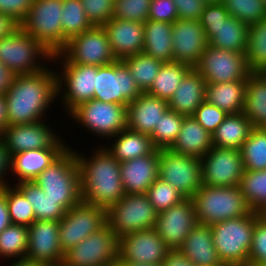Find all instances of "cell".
I'll return each instance as SVG.
<instances>
[{"label": "cell", "mask_w": 266, "mask_h": 266, "mask_svg": "<svg viewBox=\"0 0 266 266\" xmlns=\"http://www.w3.org/2000/svg\"><path fill=\"white\" fill-rule=\"evenodd\" d=\"M239 187L252 211L258 212L266 205V169L244 170Z\"/></svg>", "instance_id": "cell-43"}, {"label": "cell", "mask_w": 266, "mask_h": 266, "mask_svg": "<svg viewBox=\"0 0 266 266\" xmlns=\"http://www.w3.org/2000/svg\"><path fill=\"white\" fill-rule=\"evenodd\" d=\"M25 258L45 266H61L64 259L59 239V221L35 220L28 227Z\"/></svg>", "instance_id": "cell-21"}, {"label": "cell", "mask_w": 266, "mask_h": 266, "mask_svg": "<svg viewBox=\"0 0 266 266\" xmlns=\"http://www.w3.org/2000/svg\"><path fill=\"white\" fill-rule=\"evenodd\" d=\"M177 9L178 19L200 20L206 3L202 0H173Z\"/></svg>", "instance_id": "cell-55"}, {"label": "cell", "mask_w": 266, "mask_h": 266, "mask_svg": "<svg viewBox=\"0 0 266 266\" xmlns=\"http://www.w3.org/2000/svg\"><path fill=\"white\" fill-rule=\"evenodd\" d=\"M249 26L229 16L218 28H203L208 44L223 50L246 52Z\"/></svg>", "instance_id": "cell-31"}, {"label": "cell", "mask_w": 266, "mask_h": 266, "mask_svg": "<svg viewBox=\"0 0 266 266\" xmlns=\"http://www.w3.org/2000/svg\"><path fill=\"white\" fill-rule=\"evenodd\" d=\"M66 149L26 150L12 155L10 176H15L11 185L33 181L51 165Z\"/></svg>", "instance_id": "cell-27"}, {"label": "cell", "mask_w": 266, "mask_h": 266, "mask_svg": "<svg viewBox=\"0 0 266 266\" xmlns=\"http://www.w3.org/2000/svg\"><path fill=\"white\" fill-rule=\"evenodd\" d=\"M229 16L222 2L206 3L199 21L203 28H218Z\"/></svg>", "instance_id": "cell-53"}, {"label": "cell", "mask_w": 266, "mask_h": 266, "mask_svg": "<svg viewBox=\"0 0 266 266\" xmlns=\"http://www.w3.org/2000/svg\"><path fill=\"white\" fill-rule=\"evenodd\" d=\"M27 249L28 226L10 224L0 233V260L4 259V263L25 258Z\"/></svg>", "instance_id": "cell-42"}, {"label": "cell", "mask_w": 266, "mask_h": 266, "mask_svg": "<svg viewBox=\"0 0 266 266\" xmlns=\"http://www.w3.org/2000/svg\"><path fill=\"white\" fill-rule=\"evenodd\" d=\"M17 26L14 20L0 13V38L10 34Z\"/></svg>", "instance_id": "cell-60"}, {"label": "cell", "mask_w": 266, "mask_h": 266, "mask_svg": "<svg viewBox=\"0 0 266 266\" xmlns=\"http://www.w3.org/2000/svg\"><path fill=\"white\" fill-rule=\"evenodd\" d=\"M69 63L107 65L118 61L102 26H93L71 38L59 52Z\"/></svg>", "instance_id": "cell-17"}, {"label": "cell", "mask_w": 266, "mask_h": 266, "mask_svg": "<svg viewBox=\"0 0 266 266\" xmlns=\"http://www.w3.org/2000/svg\"><path fill=\"white\" fill-rule=\"evenodd\" d=\"M146 195L158 213L175 206L186 198L176 188L159 177L148 188Z\"/></svg>", "instance_id": "cell-47"}, {"label": "cell", "mask_w": 266, "mask_h": 266, "mask_svg": "<svg viewBox=\"0 0 266 266\" xmlns=\"http://www.w3.org/2000/svg\"><path fill=\"white\" fill-rule=\"evenodd\" d=\"M122 62L128 67L141 92H147L150 89L163 64L162 61L143 52L127 56L122 59Z\"/></svg>", "instance_id": "cell-39"}, {"label": "cell", "mask_w": 266, "mask_h": 266, "mask_svg": "<svg viewBox=\"0 0 266 266\" xmlns=\"http://www.w3.org/2000/svg\"><path fill=\"white\" fill-rule=\"evenodd\" d=\"M245 57L250 72L266 73V18L249 26Z\"/></svg>", "instance_id": "cell-38"}, {"label": "cell", "mask_w": 266, "mask_h": 266, "mask_svg": "<svg viewBox=\"0 0 266 266\" xmlns=\"http://www.w3.org/2000/svg\"><path fill=\"white\" fill-rule=\"evenodd\" d=\"M88 20L94 26H102L112 19L114 0H80Z\"/></svg>", "instance_id": "cell-50"}, {"label": "cell", "mask_w": 266, "mask_h": 266, "mask_svg": "<svg viewBox=\"0 0 266 266\" xmlns=\"http://www.w3.org/2000/svg\"><path fill=\"white\" fill-rule=\"evenodd\" d=\"M206 84L204 78L192 68L169 99L168 108L184 116H193L206 100Z\"/></svg>", "instance_id": "cell-26"}, {"label": "cell", "mask_w": 266, "mask_h": 266, "mask_svg": "<svg viewBox=\"0 0 266 266\" xmlns=\"http://www.w3.org/2000/svg\"><path fill=\"white\" fill-rule=\"evenodd\" d=\"M200 160L203 185L212 187L239 186L244 173L240 150L213 146Z\"/></svg>", "instance_id": "cell-18"}, {"label": "cell", "mask_w": 266, "mask_h": 266, "mask_svg": "<svg viewBox=\"0 0 266 266\" xmlns=\"http://www.w3.org/2000/svg\"><path fill=\"white\" fill-rule=\"evenodd\" d=\"M205 3H217V2H222V0H202Z\"/></svg>", "instance_id": "cell-66"}, {"label": "cell", "mask_w": 266, "mask_h": 266, "mask_svg": "<svg viewBox=\"0 0 266 266\" xmlns=\"http://www.w3.org/2000/svg\"><path fill=\"white\" fill-rule=\"evenodd\" d=\"M105 225V207L82 200L73 205L59 221V239L63 254Z\"/></svg>", "instance_id": "cell-13"}, {"label": "cell", "mask_w": 266, "mask_h": 266, "mask_svg": "<svg viewBox=\"0 0 266 266\" xmlns=\"http://www.w3.org/2000/svg\"><path fill=\"white\" fill-rule=\"evenodd\" d=\"M192 69L187 64L180 62L163 63L153 84L147 91L148 94L169 101L183 77Z\"/></svg>", "instance_id": "cell-37"}, {"label": "cell", "mask_w": 266, "mask_h": 266, "mask_svg": "<svg viewBox=\"0 0 266 266\" xmlns=\"http://www.w3.org/2000/svg\"><path fill=\"white\" fill-rule=\"evenodd\" d=\"M255 212L211 225L213 244L222 263L248 264Z\"/></svg>", "instance_id": "cell-8"}, {"label": "cell", "mask_w": 266, "mask_h": 266, "mask_svg": "<svg viewBox=\"0 0 266 266\" xmlns=\"http://www.w3.org/2000/svg\"><path fill=\"white\" fill-rule=\"evenodd\" d=\"M191 198L200 224L213 225L252 212L239 186L203 185Z\"/></svg>", "instance_id": "cell-4"}, {"label": "cell", "mask_w": 266, "mask_h": 266, "mask_svg": "<svg viewBox=\"0 0 266 266\" xmlns=\"http://www.w3.org/2000/svg\"><path fill=\"white\" fill-rule=\"evenodd\" d=\"M159 178L168 182L186 198H191L202 186V163L195 157L159 149Z\"/></svg>", "instance_id": "cell-15"}, {"label": "cell", "mask_w": 266, "mask_h": 266, "mask_svg": "<svg viewBox=\"0 0 266 266\" xmlns=\"http://www.w3.org/2000/svg\"><path fill=\"white\" fill-rule=\"evenodd\" d=\"M250 266H266V264H255V265H250Z\"/></svg>", "instance_id": "cell-67"}, {"label": "cell", "mask_w": 266, "mask_h": 266, "mask_svg": "<svg viewBox=\"0 0 266 266\" xmlns=\"http://www.w3.org/2000/svg\"><path fill=\"white\" fill-rule=\"evenodd\" d=\"M220 266H250V265L243 263H222Z\"/></svg>", "instance_id": "cell-65"}, {"label": "cell", "mask_w": 266, "mask_h": 266, "mask_svg": "<svg viewBox=\"0 0 266 266\" xmlns=\"http://www.w3.org/2000/svg\"><path fill=\"white\" fill-rule=\"evenodd\" d=\"M31 203L36 220L60 221L67 210L44 193L35 181L14 184Z\"/></svg>", "instance_id": "cell-36"}, {"label": "cell", "mask_w": 266, "mask_h": 266, "mask_svg": "<svg viewBox=\"0 0 266 266\" xmlns=\"http://www.w3.org/2000/svg\"><path fill=\"white\" fill-rule=\"evenodd\" d=\"M8 264V266H45L43 263L36 262L27 258L14 259ZM11 264V265H10Z\"/></svg>", "instance_id": "cell-62"}, {"label": "cell", "mask_w": 266, "mask_h": 266, "mask_svg": "<svg viewBox=\"0 0 266 266\" xmlns=\"http://www.w3.org/2000/svg\"><path fill=\"white\" fill-rule=\"evenodd\" d=\"M170 250L154 228L118 238V256L130 262L161 265Z\"/></svg>", "instance_id": "cell-19"}, {"label": "cell", "mask_w": 266, "mask_h": 266, "mask_svg": "<svg viewBox=\"0 0 266 266\" xmlns=\"http://www.w3.org/2000/svg\"><path fill=\"white\" fill-rule=\"evenodd\" d=\"M12 224L8 212L7 199H6V186L0 190V233Z\"/></svg>", "instance_id": "cell-59"}, {"label": "cell", "mask_w": 266, "mask_h": 266, "mask_svg": "<svg viewBox=\"0 0 266 266\" xmlns=\"http://www.w3.org/2000/svg\"><path fill=\"white\" fill-rule=\"evenodd\" d=\"M73 149L79 166L82 201L105 208L117 203L125 195L120 162L103 145L96 144L88 151L89 156Z\"/></svg>", "instance_id": "cell-2"}, {"label": "cell", "mask_w": 266, "mask_h": 266, "mask_svg": "<svg viewBox=\"0 0 266 266\" xmlns=\"http://www.w3.org/2000/svg\"><path fill=\"white\" fill-rule=\"evenodd\" d=\"M52 59L53 53L20 25L0 38V60L16 75L44 71L51 65Z\"/></svg>", "instance_id": "cell-5"}, {"label": "cell", "mask_w": 266, "mask_h": 266, "mask_svg": "<svg viewBox=\"0 0 266 266\" xmlns=\"http://www.w3.org/2000/svg\"><path fill=\"white\" fill-rule=\"evenodd\" d=\"M49 124L51 122L43 120L7 126L0 134V138L5 143L11 156L26 150L67 149L70 146L68 142L65 143L67 139L61 138V134L55 132L56 129Z\"/></svg>", "instance_id": "cell-12"}, {"label": "cell", "mask_w": 266, "mask_h": 266, "mask_svg": "<svg viewBox=\"0 0 266 266\" xmlns=\"http://www.w3.org/2000/svg\"><path fill=\"white\" fill-rule=\"evenodd\" d=\"M197 224L192 198L158 213L155 231L171 249H179Z\"/></svg>", "instance_id": "cell-20"}, {"label": "cell", "mask_w": 266, "mask_h": 266, "mask_svg": "<svg viewBox=\"0 0 266 266\" xmlns=\"http://www.w3.org/2000/svg\"><path fill=\"white\" fill-rule=\"evenodd\" d=\"M257 213L260 218L266 221V205L262 209H260Z\"/></svg>", "instance_id": "cell-64"}, {"label": "cell", "mask_w": 266, "mask_h": 266, "mask_svg": "<svg viewBox=\"0 0 266 266\" xmlns=\"http://www.w3.org/2000/svg\"><path fill=\"white\" fill-rule=\"evenodd\" d=\"M184 115L168 109L156 125L151 140L156 149H169L180 133Z\"/></svg>", "instance_id": "cell-44"}, {"label": "cell", "mask_w": 266, "mask_h": 266, "mask_svg": "<svg viewBox=\"0 0 266 266\" xmlns=\"http://www.w3.org/2000/svg\"><path fill=\"white\" fill-rule=\"evenodd\" d=\"M6 199L12 224L29 227L36 220L31 203L14 184L6 186Z\"/></svg>", "instance_id": "cell-45"}, {"label": "cell", "mask_w": 266, "mask_h": 266, "mask_svg": "<svg viewBox=\"0 0 266 266\" xmlns=\"http://www.w3.org/2000/svg\"><path fill=\"white\" fill-rule=\"evenodd\" d=\"M157 215L146 193L125 194L117 203L106 208V224L120 238L154 228Z\"/></svg>", "instance_id": "cell-9"}, {"label": "cell", "mask_w": 266, "mask_h": 266, "mask_svg": "<svg viewBox=\"0 0 266 266\" xmlns=\"http://www.w3.org/2000/svg\"><path fill=\"white\" fill-rule=\"evenodd\" d=\"M11 161L12 156L6 148L5 143L0 138V190L11 184V180H9L11 179V177H9V172H11Z\"/></svg>", "instance_id": "cell-56"}, {"label": "cell", "mask_w": 266, "mask_h": 266, "mask_svg": "<svg viewBox=\"0 0 266 266\" xmlns=\"http://www.w3.org/2000/svg\"><path fill=\"white\" fill-rule=\"evenodd\" d=\"M16 74L0 60V95H5L12 86Z\"/></svg>", "instance_id": "cell-58"}, {"label": "cell", "mask_w": 266, "mask_h": 266, "mask_svg": "<svg viewBox=\"0 0 266 266\" xmlns=\"http://www.w3.org/2000/svg\"><path fill=\"white\" fill-rule=\"evenodd\" d=\"M252 129L250 120L243 112L228 114L212 134V144L218 148L240 150Z\"/></svg>", "instance_id": "cell-35"}, {"label": "cell", "mask_w": 266, "mask_h": 266, "mask_svg": "<svg viewBox=\"0 0 266 266\" xmlns=\"http://www.w3.org/2000/svg\"><path fill=\"white\" fill-rule=\"evenodd\" d=\"M142 52L163 63L173 61L172 23L147 20Z\"/></svg>", "instance_id": "cell-33"}, {"label": "cell", "mask_w": 266, "mask_h": 266, "mask_svg": "<svg viewBox=\"0 0 266 266\" xmlns=\"http://www.w3.org/2000/svg\"><path fill=\"white\" fill-rule=\"evenodd\" d=\"M67 117L68 126L80 125L87 134L102 138L98 145H103V140L107 142L127 127V106L91 99L73 108L64 122Z\"/></svg>", "instance_id": "cell-6"}, {"label": "cell", "mask_w": 266, "mask_h": 266, "mask_svg": "<svg viewBox=\"0 0 266 266\" xmlns=\"http://www.w3.org/2000/svg\"><path fill=\"white\" fill-rule=\"evenodd\" d=\"M125 194L146 193L159 177V149L151 154L120 163Z\"/></svg>", "instance_id": "cell-23"}, {"label": "cell", "mask_w": 266, "mask_h": 266, "mask_svg": "<svg viewBox=\"0 0 266 266\" xmlns=\"http://www.w3.org/2000/svg\"><path fill=\"white\" fill-rule=\"evenodd\" d=\"M114 266H161V265H146L137 262H130L127 260H123L118 256Z\"/></svg>", "instance_id": "cell-63"}, {"label": "cell", "mask_w": 266, "mask_h": 266, "mask_svg": "<svg viewBox=\"0 0 266 266\" xmlns=\"http://www.w3.org/2000/svg\"><path fill=\"white\" fill-rule=\"evenodd\" d=\"M244 170L266 169V128H253L240 148Z\"/></svg>", "instance_id": "cell-41"}, {"label": "cell", "mask_w": 266, "mask_h": 266, "mask_svg": "<svg viewBox=\"0 0 266 266\" xmlns=\"http://www.w3.org/2000/svg\"><path fill=\"white\" fill-rule=\"evenodd\" d=\"M243 113L253 128H266L265 72H251L247 77Z\"/></svg>", "instance_id": "cell-34"}, {"label": "cell", "mask_w": 266, "mask_h": 266, "mask_svg": "<svg viewBox=\"0 0 266 266\" xmlns=\"http://www.w3.org/2000/svg\"><path fill=\"white\" fill-rule=\"evenodd\" d=\"M230 16L248 26L266 18V3L263 0H222Z\"/></svg>", "instance_id": "cell-46"}, {"label": "cell", "mask_w": 266, "mask_h": 266, "mask_svg": "<svg viewBox=\"0 0 266 266\" xmlns=\"http://www.w3.org/2000/svg\"><path fill=\"white\" fill-rule=\"evenodd\" d=\"M103 146L120 163L149 155L156 149L150 136L127 127L103 143Z\"/></svg>", "instance_id": "cell-30"}, {"label": "cell", "mask_w": 266, "mask_h": 266, "mask_svg": "<svg viewBox=\"0 0 266 266\" xmlns=\"http://www.w3.org/2000/svg\"><path fill=\"white\" fill-rule=\"evenodd\" d=\"M168 109V101L142 92L127 105V128L151 136Z\"/></svg>", "instance_id": "cell-25"}, {"label": "cell", "mask_w": 266, "mask_h": 266, "mask_svg": "<svg viewBox=\"0 0 266 266\" xmlns=\"http://www.w3.org/2000/svg\"><path fill=\"white\" fill-rule=\"evenodd\" d=\"M141 94L122 60L97 67L93 99L127 106Z\"/></svg>", "instance_id": "cell-14"}, {"label": "cell", "mask_w": 266, "mask_h": 266, "mask_svg": "<svg viewBox=\"0 0 266 266\" xmlns=\"http://www.w3.org/2000/svg\"><path fill=\"white\" fill-rule=\"evenodd\" d=\"M61 23L63 28V48L71 38L94 26L88 20L80 0H63Z\"/></svg>", "instance_id": "cell-40"}, {"label": "cell", "mask_w": 266, "mask_h": 266, "mask_svg": "<svg viewBox=\"0 0 266 266\" xmlns=\"http://www.w3.org/2000/svg\"><path fill=\"white\" fill-rule=\"evenodd\" d=\"M179 250L195 266H220L222 264L213 244L211 225L197 223Z\"/></svg>", "instance_id": "cell-28"}, {"label": "cell", "mask_w": 266, "mask_h": 266, "mask_svg": "<svg viewBox=\"0 0 266 266\" xmlns=\"http://www.w3.org/2000/svg\"><path fill=\"white\" fill-rule=\"evenodd\" d=\"M52 64L57 65V102L65 115L79 104L93 99L97 65L69 63L60 53L53 54Z\"/></svg>", "instance_id": "cell-7"}, {"label": "cell", "mask_w": 266, "mask_h": 266, "mask_svg": "<svg viewBox=\"0 0 266 266\" xmlns=\"http://www.w3.org/2000/svg\"><path fill=\"white\" fill-rule=\"evenodd\" d=\"M246 80L206 84V101L227 114L244 110Z\"/></svg>", "instance_id": "cell-32"}, {"label": "cell", "mask_w": 266, "mask_h": 266, "mask_svg": "<svg viewBox=\"0 0 266 266\" xmlns=\"http://www.w3.org/2000/svg\"><path fill=\"white\" fill-rule=\"evenodd\" d=\"M178 13L173 0H151L148 20L173 23Z\"/></svg>", "instance_id": "cell-52"}, {"label": "cell", "mask_w": 266, "mask_h": 266, "mask_svg": "<svg viewBox=\"0 0 266 266\" xmlns=\"http://www.w3.org/2000/svg\"><path fill=\"white\" fill-rule=\"evenodd\" d=\"M212 135L193 116H185L171 151L201 159L211 148Z\"/></svg>", "instance_id": "cell-29"}, {"label": "cell", "mask_w": 266, "mask_h": 266, "mask_svg": "<svg viewBox=\"0 0 266 266\" xmlns=\"http://www.w3.org/2000/svg\"><path fill=\"white\" fill-rule=\"evenodd\" d=\"M161 266H195L179 249L170 250Z\"/></svg>", "instance_id": "cell-57"}, {"label": "cell", "mask_w": 266, "mask_h": 266, "mask_svg": "<svg viewBox=\"0 0 266 266\" xmlns=\"http://www.w3.org/2000/svg\"><path fill=\"white\" fill-rule=\"evenodd\" d=\"M33 181L67 211L82 200L80 173L75 151L69 146Z\"/></svg>", "instance_id": "cell-3"}, {"label": "cell", "mask_w": 266, "mask_h": 266, "mask_svg": "<svg viewBox=\"0 0 266 266\" xmlns=\"http://www.w3.org/2000/svg\"><path fill=\"white\" fill-rule=\"evenodd\" d=\"M55 66L53 64L35 74L15 76L12 86L5 94L7 126L48 119L49 108L58 101Z\"/></svg>", "instance_id": "cell-1"}, {"label": "cell", "mask_w": 266, "mask_h": 266, "mask_svg": "<svg viewBox=\"0 0 266 266\" xmlns=\"http://www.w3.org/2000/svg\"><path fill=\"white\" fill-rule=\"evenodd\" d=\"M173 61L194 68L208 45L199 20L177 19L172 23Z\"/></svg>", "instance_id": "cell-22"}, {"label": "cell", "mask_w": 266, "mask_h": 266, "mask_svg": "<svg viewBox=\"0 0 266 266\" xmlns=\"http://www.w3.org/2000/svg\"><path fill=\"white\" fill-rule=\"evenodd\" d=\"M62 6L63 0H34L20 24L53 54L63 49Z\"/></svg>", "instance_id": "cell-10"}, {"label": "cell", "mask_w": 266, "mask_h": 266, "mask_svg": "<svg viewBox=\"0 0 266 266\" xmlns=\"http://www.w3.org/2000/svg\"><path fill=\"white\" fill-rule=\"evenodd\" d=\"M194 69L206 83L247 80L251 73L244 52L223 50L209 44Z\"/></svg>", "instance_id": "cell-16"}, {"label": "cell", "mask_w": 266, "mask_h": 266, "mask_svg": "<svg viewBox=\"0 0 266 266\" xmlns=\"http://www.w3.org/2000/svg\"><path fill=\"white\" fill-rule=\"evenodd\" d=\"M33 3L34 0H0V13L20 25Z\"/></svg>", "instance_id": "cell-54"}, {"label": "cell", "mask_w": 266, "mask_h": 266, "mask_svg": "<svg viewBox=\"0 0 266 266\" xmlns=\"http://www.w3.org/2000/svg\"><path fill=\"white\" fill-rule=\"evenodd\" d=\"M7 127V108L5 95H0V134Z\"/></svg>", "instance_id": "cell-61"}, {"label": "cell", "mask_w": 266, "mask_h": 266, "mask_svg": "<svg viewBox=\"0 0 266 266\" xmlns=\"http://www.w3.org/2000/svg\"><path fill=\"white\" fill-rule=\"evenodd\" d=\"M118 238L106 224L64 253L61 266H114Z\"/></svg>", "instance_id": "cell-11"}, {"label": "cell", "mask_w": 266, "mask_h": 266, "mask_svg": "<svg viewBox=\"0 0 266 266\" xmlns=\"http://www.w3.org/2000/svg\"><path fill=\"white\" fill-rule=\"evenodd\" d=\"M248 264H266V221L260 218L257 212Z\"/></svg>", "instance_id": "cell-49"}, {"label": "cell", "mask_w": 266, "mask_h": 266, "mask_svg": "<svg viewBox=\"0 0 266 266\" xmlns=\"http://www.w3.org/2000/svg\"><path fill=\"white\" fill-rule=\"evenodd\" d=\"M227 115V113L205 100L196 110L193 117L212 135Z\"/></svg>", "instance_id": "cell-51"}, {"label": "cell", "mask_w": 266, "mask_h": 266, "mask_svg": "<svg viewBox=\"0 0 266 266\" xmlns=\"http://www.w3.org/2000/svg\"><path fill=\"white\" fill-rule=\"evenodd\" d=\"M102 27L118 60L142 53L144 47V23L112 18Z\"/></svg>", "instance_id": "cell-24"}, {"label": "cell", "mask_w": 266, "mask_h": 266, "mask_svg": "<svg viewBox=\"0 0 266 266\" xmlns=\"http://www.w3.org/2000/svg\"><path fill=\"white\" fill-rule=\"evenodd\" d=\"M151 0H114L112 18L145 23L148 20Z\"/></svg>", "instance_id": "cell-48"}]
</instances>
